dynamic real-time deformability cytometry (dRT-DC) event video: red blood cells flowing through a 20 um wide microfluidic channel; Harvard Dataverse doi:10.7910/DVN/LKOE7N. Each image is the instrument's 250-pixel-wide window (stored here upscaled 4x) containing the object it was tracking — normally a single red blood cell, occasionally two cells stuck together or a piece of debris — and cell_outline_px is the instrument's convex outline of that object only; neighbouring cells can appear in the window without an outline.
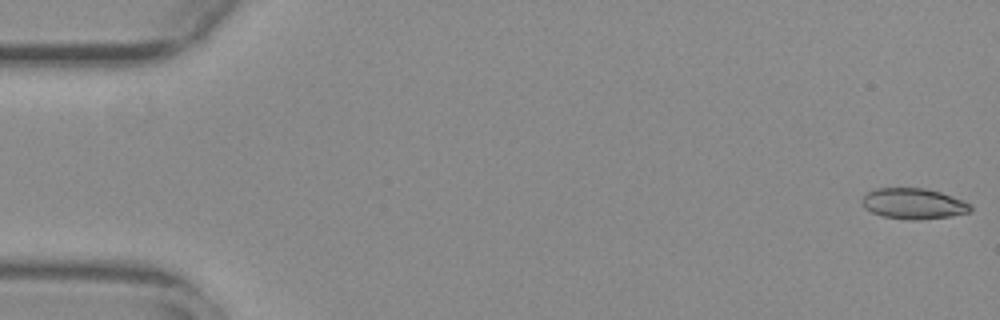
{"species": "common noctule bat (a hibernating species)", "species_latin": "Nyctalus noctula", "temperature_condition": "warm", "stored_images_in_passage": 18, "camera_frame_rate_fps": 3000, "um_per_image_px": 0.085, "animal": {"sex": "female", "body_mass_g": 29.2, "forearm_length_mm": 56.3}, "frame": {"image": 1, "passage_image": 1, "time_ms": 0.0, "image_size_px": [1000, 320], "cell_outline_px": [[972, 212], [952, 216], [920, 220], [912, 220], [884, 216], [872, 212], [864, 208], [860, 200], [868, 192], [876, 188], [924, 188], [940, 192], [964, 200], [972, 204]], "centroid_in_image_um": [77.69, 17.31], "position_along_channel_um": 7.3, "area_um2": 19.59}}
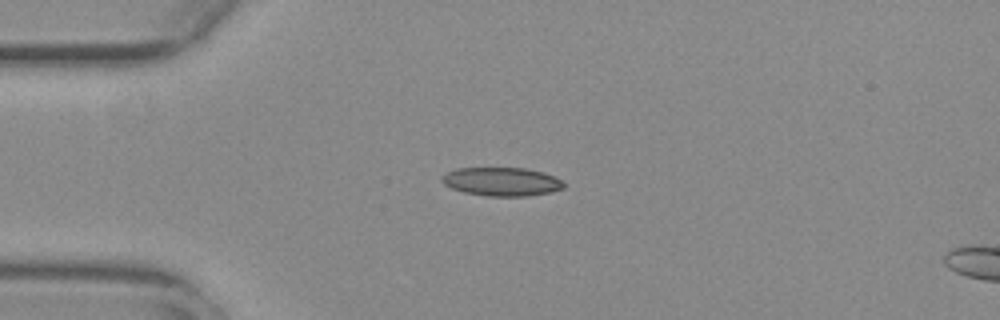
{"frame": {"image": 2, "passage_image": 14, "time_ms": 4.333, "image_size_px": [1000, 320], "cell_outline_px": [[564, 188], [552, 192], [528, 196], [488, 196], [464, 192], [452, 188], [444, 184], [440, 180], [440, 176], [456, 168], [524, 168], [544, 172], [560, 180], [564, 184]], "centroid_in_image_um": [42.63, 15.44], "position_along_channel_um": 42.4, "area_um2": 20.29}}